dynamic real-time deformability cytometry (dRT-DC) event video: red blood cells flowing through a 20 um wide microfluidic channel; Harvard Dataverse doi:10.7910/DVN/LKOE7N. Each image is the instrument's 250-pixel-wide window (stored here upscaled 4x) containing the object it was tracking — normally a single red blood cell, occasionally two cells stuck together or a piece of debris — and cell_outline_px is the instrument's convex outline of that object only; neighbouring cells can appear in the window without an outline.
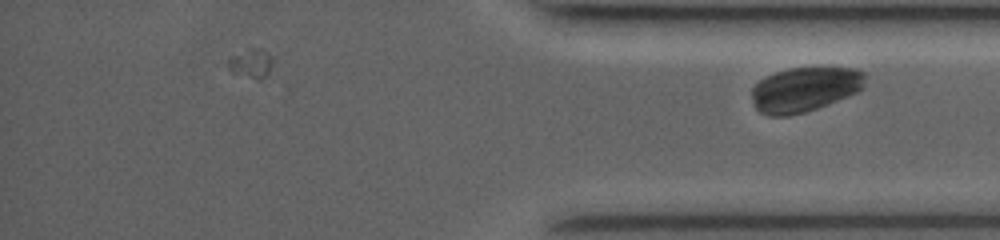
{"species": "common noctule bat (a hibernating species)", "species_latin": "Nyctalus noctula", "temperature_condition": "room temperature", "stored_images_in_passage": 25, "segment_of_instrument_passage": [2, 2], "camera_frame_rate_fps": 3500, "um_per_image_px": 0.085, "animal": {"sex": "female", "body_mass_g": 19.0, "forearm_length_mm": 53.3}, "frame": {"image": 1, "passage_image": 25, "time_ms": 10.0, "image_size_px": [1000, 240], "cell_outline_px": [[864, 88], [848, 96], [828, 104], [804, 112], [788, 116], [768, 116], [760, 112], [752, 104], [752, 88], [764, 76], [788, 68], [856, 68], [864, 72]], "centroid_in_image_um": [68.37, 7.6], "position_along_channel_um": 366.8, "area_um2": 29.54}}